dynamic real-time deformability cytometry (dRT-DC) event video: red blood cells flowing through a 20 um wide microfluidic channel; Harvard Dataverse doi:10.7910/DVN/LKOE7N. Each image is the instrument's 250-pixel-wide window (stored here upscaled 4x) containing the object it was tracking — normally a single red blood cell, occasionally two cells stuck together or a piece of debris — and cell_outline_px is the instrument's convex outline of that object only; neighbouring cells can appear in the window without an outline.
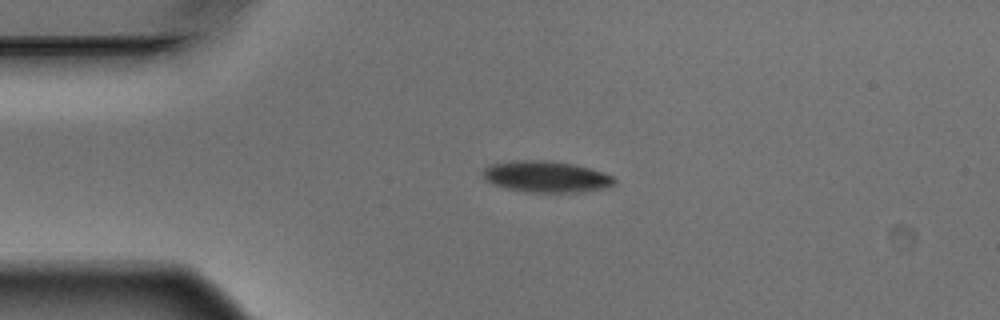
{"species": "Egyptian fruit bat (a non-hibernating species)", "species_latin": "Rousettus aegyptiacus", "temperature_condition": "warm", "stored_images_in_passage": 3, "camera_frame_rate_fps": 3000, "um_per_image_px": 0.085, "animal": {"sex": "male"}, "frame": {"image": 1, "passage_image": 2, "time_ms": 0.333, "image_size_px": [1000, 320], "cell_outline_px": [[616, 180], [612, 188], [584, 192], [528, 192], [508, 188], [484, 180], [480, 172], [484, 168], [492, 164], [512, 160], [544, 160], [572, 164], [588, 168], [612, 176]], "centroid_in_image_um": [46.43, 15.02], "position_along_channel_um": 38.6, "area_um2": 24.04}}